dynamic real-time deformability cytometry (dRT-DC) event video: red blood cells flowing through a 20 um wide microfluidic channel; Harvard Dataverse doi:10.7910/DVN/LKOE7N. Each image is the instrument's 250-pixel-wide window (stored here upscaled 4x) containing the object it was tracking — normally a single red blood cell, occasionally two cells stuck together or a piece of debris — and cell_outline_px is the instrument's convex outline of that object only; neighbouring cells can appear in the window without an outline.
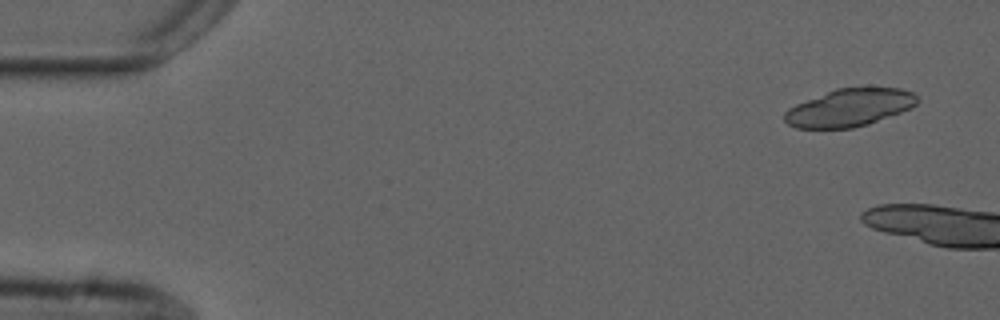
{"species": "common noctule bat (a hibernating species)", "species_latin": "Nyctalus noctula", "temperature_condition": "cold", "stored_images_in_passage": 2, "camera_frame_rate_fps": 3000, "um_per_image_px": 0.085, "animal": {"sex": "male", "forearm_length_mm": 52.5}, "frame": {"image": 1, "passage_image": 1, "time_ms": 0.0, "image_size_px": [1000, 320], "cell_outline_px": [[920, 100], [912, 108], [868, 124], [852, 128], [796, 128], [788, 124], [784, 120], [784, 112], [788, 108], [796, 104], [836, 88], [900, 88], [912, 92]], "centroid_in_image_um": [72.21, 9.15], "position_along_channel_um": 12.8, "area_um2": 28.96}}